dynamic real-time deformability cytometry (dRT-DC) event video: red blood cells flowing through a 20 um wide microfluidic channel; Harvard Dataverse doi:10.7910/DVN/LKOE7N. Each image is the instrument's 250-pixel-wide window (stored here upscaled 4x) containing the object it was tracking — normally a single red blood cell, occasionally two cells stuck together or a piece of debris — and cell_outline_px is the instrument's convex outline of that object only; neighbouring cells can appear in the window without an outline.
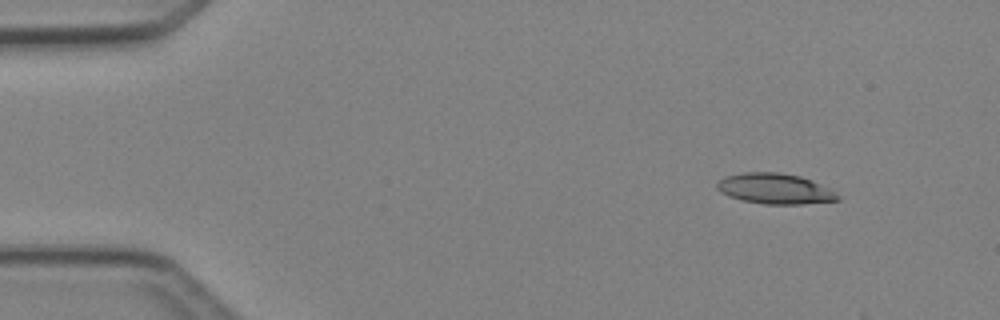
{"species": "Egyptian fruit bat (a non-hibernating species)", "species_latin": "Rousettus aegyptiacus", "temperature_condition": "cold", "stored_images_in_passage": 3, "camera_frame_rate_fps": 3000, "um_per_image_px": 0.085, "animal": {"sex": "female"}, "frame": {"image": 1, "passage_image": 1, "time_ms": 0.0, "image_size_px": [1000, 320], "cell_outline_px": [[840, 200], [800, 204], [764, 204], [740, 200], [728, 196], [720, 192], [716, 188], [716, 184], [724, 176], [744, 172], [780, 172], [800, 176], [812, 180], [832, 188], [840, 196]], "centroid_in_image_um": [65.88, 16.04], "position_along_channel_um": 19.1, "area_um2": 21.79}}